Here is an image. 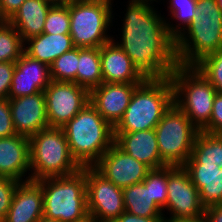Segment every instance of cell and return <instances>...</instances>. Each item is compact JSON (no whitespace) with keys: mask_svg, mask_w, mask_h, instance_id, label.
<instances>
[{"mask_svg":"<svg viewBox=\"0 0 222 222\" xmlns=\"http://www.w3.org/2000/svg\"><path fill=\"white\" fill-rule=\"evenodd\" d=\"M118 46L145 78L169 77L179 65L166 19L149 2L129 1ZM159 13V14H158Z\"/></svg>","mask_w":222,"mask_h":222,"instance_id":"6da1fadb","label":"cell"},{"mask_svg":"<svg viewBox=\"0 0 222 222\" xmlns=\"http://www.w3.org/2000/svg\"><path fill=\"white\" fill-rule=\"evenodd\" d=\"M222 48V9L217 0H197V15L175 39L180 66L195 67Z\"/></svg>","mask_w":222,"mask_h":222,"instance_id":"7a4b0ae2","label":"cell"},{"mask_svg":"<svg viewBox=\"0 0 222 222\" xmlns=\"http://www.w3.org/2000/svg\"><path fill=\"white\" fill-rule=\"evenodd\" d=\"M62 129L72 156L82 166H93L114 144V127L89 102Z\"/></svg>","mask_w":222,"mask_h":222,"instance_id":"3957f363","label":"cell"},{"mask_svg":"<svg viewBox=\"0 0 222 222\" xmlns=\"http://www.w3.org/2000/svg\"><path fill=\"white\" fill-rule=\"evenodd\" d=\"M172 104L170 78H146L135 88L123 117L114 126V132L155 129Z\"/></svg>","mask_w":222,"mask_h":222,"instance_id":"277c9868","label":"cell"},{"mask_svg":"<svg viewBox=\"0 0 222 222\" xmlns=\"http://www.w3.org/2000/svg\"><path fill=\"white\" fill-rule=\"evenodd\" d=\"M43 191V217L60 222H83L89 218L86 197V166L65 176L37 181Z\"/></svg>","mask_w":222,"mask_h":222,"instance_id":"5b68a950","label":"cell"},{"mask_svg":"<svg viewBox=\"0 0 222 222\" xmlns=\"http://www.w3.org/2000/svg\"><path fill=\"white\" fill-rule=\"evenodd\" d=\"M29 179L73 174L83 168L72 156L62 128L47 127L29 138ZM33 171V172H32Z\"/></svg>","mask_w":222,"mask_h":222,"instance_id":"8992f818","label":"cell"},{"mask_svg":"<svg viewBox=\"0 0 222 222\" xmlns=\"http://www.w3.org/2000/svg\"><path fill=\"white\" fill-rule=\"evenodd\" d=\"M169 78L173 103L201 130L211 118L216 89L195 67L177 65Z\"/></svg>","mask_w":222,"mask_h":222,"instance_id":"52a82bcc","label":"cell"},{"mask_svg":"<svg viewBox=\"0 0 222 222\" xmlns=\"http://www.w3.org/2000/svg\"><path fill=\"white\" fill-rule=\"evenodd\" d=\"M113 0H69L70 36L78 48H100L113 39Z\"/></svg>","mask_w":222,"mask_h":222,"instance_id":"ba28073f","label":"cell"},{"mask_svg":"<svg viewBox=\"0 0 222 222\" xmlns=\"http://www.w3.org/2000/svg\"><path fill=\"white\" fill-rule=\"evenodd\" d=\"M199 129L174 103L155 127L159 154L167 166H183L194 145Z\"/></svg>","mask_w":222,"mask_h":222,"instance_id":"9c48e42d","label":"cell"},{"mask_svg":"<svg viewBox=\"0 0 222 222\" xmlns=\"http://www.w3.org/2000/svg\"><path fill=\"white\" fill-rule=\"evenodd\" d=\"M122 190L93 166H86L87 210L94 222H114L125 212Z\"/></svg>","mask_w":222,"mask_h":222,"instance_id":"30bf717a","label":"cell"},{"mask_svg":"<svg viewBox=\"0 0 222 222\" xmlns=\"http://www.w3.org/2000/svg\"><path fill=\"white\" fill-rule=\"evenodd\" d=\"M43 92L49 127L62 128L90 102V92L74 82L52 80Z\"/></svg>","mask_w":222,"mask_h":222,"instance_id":"8fae6325","label":"cell"},{"mask_svg":"<svg viewBox=\"0 0 222 222\" xmlns=\"http://www.w3.org/2000/svg\"><path fill=\"white\" fill-rule=\"evenodd\" d=\"M167 194L165 209L170 217L203 218L205 208L199 191L183 166H168Z\"/></svg>","mask_w":222,"mask_h":222,"instance_id":"7c38bea8","label":"cell"},{"mask_svg":"<svg viewBox=\"0 0 222 222\" xmlns=\"http://www.w3.org/2000/svg\"><path fill=\"white\" fill-rule=\"evenodd\" d=\"M93 167L121 189L141 183L151 170L144 163L125 153L115 143L102 155Z\"/></svg>","mask_w":222,"mask_h":222,"instance_id":"4fadbf2b","label":"cell"},{"mask_svg":"<svg viewBox=\"0 0 222 222\" xmlns=\"http://www.w3.org/2000/svg\"><path fill=\"white\" fill-rule=\"evenodd\" d=\"M16 134L30 138L49 127L44 92L9 99Z\"/></svg>","mask_w":222,"mask_h":222,"instance_id":"5bb4252c","label":"cell"},{"mask_svg":"<svg viewBox=\"0 0 222 222\" xmlns=\"http://www.w3.org/2000/svg\"><path fill=\"white\" fill-rule=\"evenodd\" d=\"M51 81L50 66L23 52L15 62L9 99L43 92Z\"/></svg>","mask_w":222,"mask_h":222,"instance_id":"9a60e30c","label":"cell"},{"mask_svg":"<svg viewBox=\"0 0 222 222\" xmlns=\"http://www.w3.org/2000/svg\"><path fill=\"white\" fill-rule=\"evenodd\" d=\"M138 85L103 82L90 91V103L114 127L123 117Z\"/></svg>","mask_w":222,"mask_h":222,"instance_id":"2e32d148","label":"cell"},{"mask_svg":"<svg viewBox=\"0 0 222 222\" xmlns=\"http://www.w3.org/2000/svg\"><path fill=\"white\" fill-rule=\"evenodd\" d=\"M100 59L104 83L140 84L146 79L114 37L100 47Z\"/></svg>","mask_w":222,"mask_h":222,"instance_id":"e0dca14e","label":"cell"},{"mask_svg":"<svg viewBox=\"0 0 222 222\" xmlns=\"http://www.w3.org/2000/svg\"><path fill=\"white\" fill-rule=\"evenodd\" d=\"M114 143L125 153L150 169L167 166L160 157L155 129L135 132H114Z\"/></svg>","mask_w":222,"mask_h":222,"instance_id":"ac0fdd59","label":"cell"},{"mask_svg":"<svg viewBox=\"0 0 222 222\" xmlns=\"http://www.w3.org/2000/svg\"><path fill=\"white\" fill-rule=\"evenodd\" d=\"M30 171L29 138L12 135L0 138V177L17 181H29ZM25 178V179H24Z\"/></svg>","mask_w":222,"mask_h":222,"instance_id":"d6986e66","label":"cell"},{"mask_svg":"<svg viewBox=\"0 0 222 222\" xmlns=\"http://www.w3.org/2000/svg\"><path fill=\"white\" fill-rule=\"evenodd\" d=\"M42 217V186L33 180L20 182L3 222H38Z\"/></svg>","mask_w":222,"mask_h":222,"instance_id":"ffe728a7","label":"cell"},{"mask_svg":"<svg viewBox=\"0 0 222 222\" xmlns=\"http://www.w3.org/2000/svg\"><path fill=\"white\" fill-rule=\"evenodd\" d=\"M199 191L204 208L222 204V168L218 165L184 164Z\"/></svg>","mask_w":222,"mask_h":222,"instance_id":"44dd1931","label":"cell"},{"mask_svg":"<svg viewBox=\"0 0 222 222\" xmlns=\"http://www.w3.org/2000/svg\"><path fill=\"white\" fill-rule=\"evenodd\" d=\"M52 5L47 0H25L8 22L25 42L43 33L45 19Z\"/></svg>","mask_w":222,"mask_h":222,"instance_id":"7402d4cb","label":"cell"},{"mask_svg":"<svg viewBox=\"0 0 222 222\" xmlns=\"http://www.w3.org/2000/svg\"><path fill=\"white\" fill-rule=\"evenodd\" d=\"M74 47L70 34L42 33L24 42V52L27 55L49 66L55 59Z\"/></svg>","mask_w":222,"mask_h":222,"instance_id":"603a6c76","label":"cell"},{"mask_svg":"<svg viewBox=\"0 0 222 222\" xmlns=\"http://www.w3.org/2000/svg\"><path fill=\"white\" fill-rule=\"evenodd\" d=\"M125 211L136 216H164L150 194V182L136 183L122 190Z\"/></svg>","mask_w":222,"mask_h":222,"instance_id":"cb8c5ba5","label":"cell"},{"mask_svg":"<svg viewBox=\"0 0 222 222\" xmlns=\"http://www.w3.org/2000/svg\"><path fill=\"white\" fill-rule=\"evenodd\" d=\"M185 164L218 165L222 168V134H211L199 130L191 156Z\"/></svg>","mask_w":222,"mask_h":222,"instance_id":"d4e9b609","label":"cell"},{"mask_svg":"<svg viewBox=\"0 0 222 222\" xmlns=\"http://www.w3.org/2000/svg\"><path fill=\"white\" fill-rule=\"evenodd\" d=\"M102 83L100 48H78L77 85L90 92Z\"/></svg>","mask_w":222,"mask_h":222,"instance_id":"484cf974","label":"cell"},{"mask_svg":"<svg viewBox=\"0 0 222 222\" xmlns=\"http://www.w3.org/2000/svg\"><path fill=\"white\" fill-rule=\"evenodd\" d=\"M167 7L176 25L166 20L169 33L176 39L197 15V0H169Z\"/></svg>","mask_w":222,"mask_h":222,"instance_id":"4316f807","label":"cell"},{"mask_svg":"<svg viewBox=\"0 0 222 222\" xmlns=\"http://www.w3.org/2000/svg\"><path fill=\"white\" fill-rule=\"evenodd\" d=\"M24 52V42L9 23L0 24V62H16Z\"/></svg>","mask_w":222,"mask_h":222,"instance_id":"83f0119b","label":"cell"},{"mask_svg":"<svg viewBox=\"0 0 222 222\" xmlns=\"http://www.w3.org/2000/svg\"><path fill=\"white\" fill-rule=\"evenodd\" d=\"M78 47L63 53L50 65V74L53 81L74 82L77 84Z\"/></svg>","mask_w":222,"mask_h":222,"instance_id":"f1b7e54d","label":"cell"},{"mask_svg":"<svg viewBox=\"0 0 222 222\" xmlns=\"http://www.w3.org/2000/svg\"><path fill=\"white\" fill-rule=\"evenodd\" d=\"M45 34H69V0L62 4H53L47 13L43 28Z\"/></svg>","mask_w":222,"mask_h":222,"instance_id":"f546056e","label":"cell"},{"mask_svg":"<svg viewBox=\"0 0 222 222\" xmlns=\"http://www.w3.org/2000/svg\"><path fill=\"white\" fill-rule=\"evenodd\" d=\"M142 182H150V194L155 203L165 212L168 198V166L151 169Z\"/></svg>","mask_w":222,"mask_h":222,"instance_id":"4dcf8cb0","label":"cell"},{"mask_svg":"<svg viewBox=\"0 0 222 222\" xmlns=\"http://www.w3.org/2000/svg\"><path fill=\"white\" fill-rule=\"evenodd\" d=\"M195 68L222 93V48L214 54L205 57Z\"/></svg>","mask_w":222,"mask_h":222,"instance_id":"1f68e13d","label":"cell"},{"mask_svg":"<svg viewBox=\"0 0 222 222\" xmlns=\"http://www.w3.org/2000/svg\"><path fill=\"white\" fill-rule=\"evenodd\" d=\"M19 183L20 181L12 178L0 177V220L2 221L6 218Z\"/></svg>","mask_w":222,"mask_h":222,"instance_id":"d6a6232c","label":"cell"},{"mask_svg":"<svg viewBox=\"0 0 222 222\" xmlns=\"http://www.w3.org/2000/svg\"><path fill=\"white\" fill-rule=\"evenodd\" d=\"M201 130L211 134H222V93L217 92L215 95L211 118Z\"/></svg>","mask_w":222,"mask_h":222,"instance_id":"836d02e7","label":"cell"},{"mask_svg":"<svg viewBox=\"0 0 222 222\" xmlns=\"http://www.w3.org/2000/svg\"><path fill=\"white\" fill-rule=\"evenodd\" d=\"M9 99H0V138L15 135Z\"/></svg>","mask_w":222,"mask_h":222,"instance_id":"e575fe53","label":"cell"},{"mask_svg":"<svg viewBox=\"0 0 222 222\" xmlns=\"http://www.w3.org/2000/svg\"><path fill=\"white\" fill-rule=\"evenodd\" d=\"M15 62H0V99H9Z\"/></svg>","mask_w":222,"mask_h":222,"instance_id":"d590c367","label":"cell"},{"mask_svg":"<svg viewBox=\"0 0 222 222\" xmlns=\"http://www.w3.org/2000/svg\"><path fill=\"white\" fill-rule=\"evenodd\" d=\"M163 216L142 217L123 212L114 222H161Z\"/></svg>","mask_w":222,"mask_h":222,"instance_id":"8d00e7d4","label":"cell"},{"mask_svg":"<svg viewBox=\"0 0 222 222\" xmlns=\"http://www.w3.org/2000/svg\"><path fill=\"white\" fill-rule=\"evenodd\" d=\"M203 222H222V204L205 208Z\"/></svg>","mask_w":222,"mask_h":222,"instance_id":"74e56055","label":"cell"},{"mask_svg":"<svg viewBox=\"0 0 222 222\" xmlns=\"http://www.w3.org/2000/svg\"><path fill=\"white\" fill-rule=\"evenodd\" d=\"M25 0H1L4 16L9 20Z\"/></svg>","mask_w":222,"mask_h":222,"instance_id":"f35d334b","label":"cell"},{"mask_svg":"<svg viewBox=\"0 0 222 222\" xmlns=\"http://www.w3.org/2000/svg\"><path fill=\"white\" fill-rule=\"evenodd\" d=\"M161 222H203V218H174V217H165V214L163 216V219Z\"/></svg>","mask_w":222,"mask_h":222,"instance_id":"ab89813d","label":"cell"},{"mask_svg":"<svg viewBox=\"0 0 222 222\" xmlns=\"http://www.w3.org/2000/svg\"><path fill=\"white\" fill-rule=\"evenodd\" d=\"M9 20L4 16L3 9H2V4L0 0V24L6 23Z\"/></svg>","mask_w":222,"mask_h":222,"instance_id":"60d3db41","label":"cell"},{"mask_svg":"<svg viewBox=\"0 0 222 222\" xmlns=\"http://www.w3.org/2000/svg\"><path fill=\"white\" fill-rule=\"evenodd\" d=\"M47 1L52 4H62L65 3L67 0H47Z\"/></svg>","mask_w":222,"mask_h":222,"instance_id":"b9f144b4","label":"cell"},{"mask_svg":"<svg viewBox=\"0 0 222 222\" xmlns=\"http://www.w3.org/2000/svg\"><path fill=\"white\" fill-rule=\"evenodd\" d=\"M38 222H60L58 220H49V219H46L44 217H42Z\"/></svg>","mask_w":222,"mask_h":222,"instance_id":"7bdbcfd3","label":"cell"},{"mask_svg":"<svg viewBox=\"0 0 222 222\" xmlns=\"http://www.w3.org/2000/svg\"><path fill=\"white\" fill-rule=\"evenodd\" d=\"M130 1H138V2H149V3H153V1L158 2V0H130ZM160 1V0H159Z\"/></svg>","mask_w":222,"mask_h":222,"instance_id":"ee69618b","label":"cell"},{"mask_svg":"<svg viewBox=\"0 0 222 222\" xmlns=\"http://www.w3.org/2000/svg\"><path fill=\"white\" fill-rule=\"evenodd\" d=\"M217 4L220 7V9H222V0H217Z\"/></svg>","mask_w":222,"mask_h":222,"instance_id":"f6af8a7d","label":"cell"},{"mask_svg":"<svg viewBox=\"0 0 222 222\" xmlns=\"http://www.w3.org/2000/svg\"><path fill=\"white\" fill-rule=\"evenodd\" d=\"M83 222H94V221L89 217L87 220H85Z\"/></svg>","mask_w":222,"mask_h":222,"instance_id":"bcb514c9","label":"cell"}]
</instances>
